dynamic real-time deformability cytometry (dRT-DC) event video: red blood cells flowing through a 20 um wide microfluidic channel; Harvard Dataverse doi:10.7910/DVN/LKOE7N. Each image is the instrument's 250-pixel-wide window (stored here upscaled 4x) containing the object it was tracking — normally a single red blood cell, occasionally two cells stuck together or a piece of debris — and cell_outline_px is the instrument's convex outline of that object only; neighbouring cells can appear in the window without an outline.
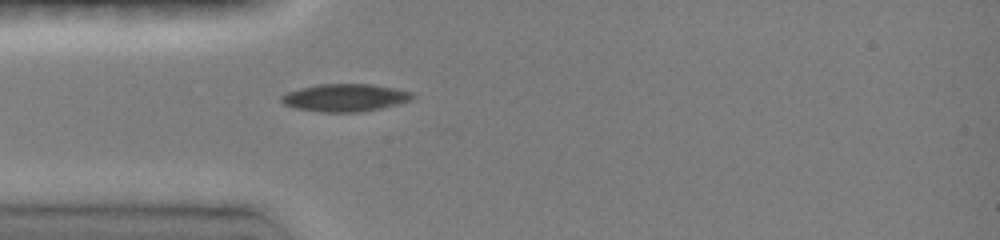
{"species": "common noctule bat (a hibernating species)", "species_latin": "Nyctalus noctula", "temperature_condition": "room temperature", "stored_images_in_passage": 5, "camera_frame_rate_fps": 3000, "um_per_image_px": 0.085, "animal": {"sex": "female", "body_mass_g": 19.0, "forearm_length_mm": 51.5}, "frame": {"image": 1, "passage_image": 5, "time_ms": 3.667, "image_size_px": [1000, 240], "cell_outline_px": [[416, 96], [408, 100], [396, 104], [380, 108], [360, 112], [320, 112], [296, 108], [284, 104], [280, 100], [280, 96], [288, 92], [300, 88], [316, 84], [372, 84], [396, 88], [412, 92]], "centroid_in_image_um": [29.31, 8.29], "position_along_channel_um": 55.7, "area_um2": 21.04}}